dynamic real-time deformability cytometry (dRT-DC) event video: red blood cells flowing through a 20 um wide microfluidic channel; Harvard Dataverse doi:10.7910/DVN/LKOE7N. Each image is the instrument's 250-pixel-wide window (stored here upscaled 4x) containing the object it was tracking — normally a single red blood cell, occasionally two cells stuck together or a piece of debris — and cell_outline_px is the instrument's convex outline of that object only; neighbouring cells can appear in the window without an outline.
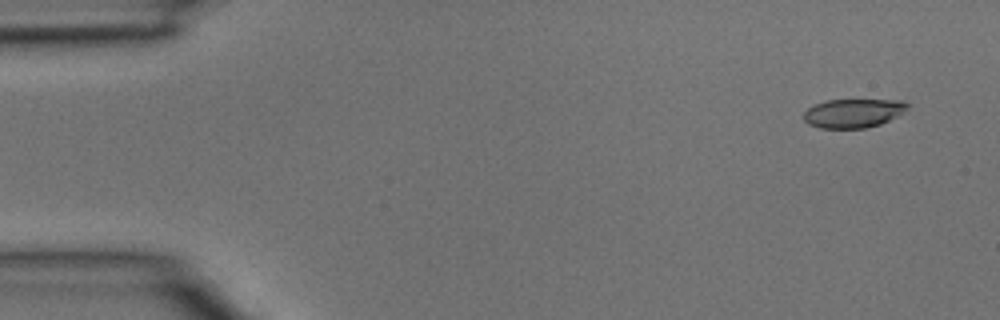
{"species": "common noctule bat (a hibernating species)", "species_latin": "Nyctalus noctula", "temperature_condition": "room temperature", "stored_images_in_passage": 3, "camera_frame_rate_fps": 3000, "um_per_image_px": 0.085, "animal": {"sex": "male", "body_mass_g": 15.6}, "frame": {"image": 1, "passage_image": 1, "time_ms": 0.0, "image_size_px": [1000, 320], "cell_outline_px": [[908, 104], [896, 116], [880, 124], [864, 128], [820, 128], [808, 124], [804, 120], [804, 112], [808, 108], [824, 100], [904, 100]], "centroid_in_image_um": [72.46, 9.62], "position_along_channel_um": 12.5, "area_um2": 17.17}}